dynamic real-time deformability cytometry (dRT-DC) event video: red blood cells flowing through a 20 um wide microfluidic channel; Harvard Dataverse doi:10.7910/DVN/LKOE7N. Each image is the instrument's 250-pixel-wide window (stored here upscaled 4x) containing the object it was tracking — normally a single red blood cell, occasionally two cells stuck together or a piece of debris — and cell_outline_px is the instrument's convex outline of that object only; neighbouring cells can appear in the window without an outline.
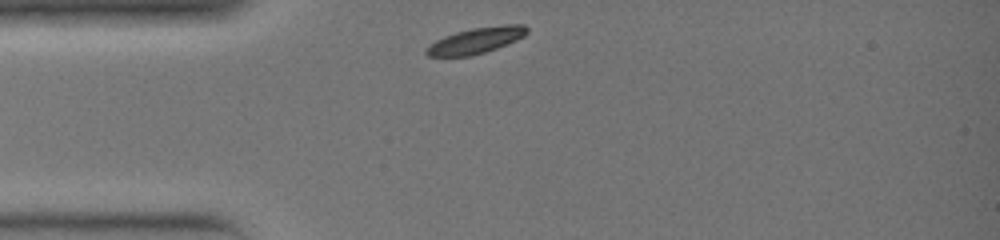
{"species": "common noctule bat (a hibernating species)", "species_latin": "Nyctalus noctula", "temperature_condition": "warm", "stored_images_in_passage": 23, "camera_frame_rate_fps": 3000, "um_per_image_px": 0.085, "animal": {"sex": "female", "body_mass_g": 19.0, "forearm_length_mm": 51.5}, "frame": {"image": 1, "passage_image": 1, "time_ms": 0.0, "image_size_px": [1000, 240], "cell_outline_px": [[528, 32], [524, 36], [516, 40], [496, 48], [472, 56], [428, 56], [424, 52], [424, 48], [436, 40], [444, 36], [456, 32], [472, 28], [504, 24], [524, 24], [528, 28]], "centroid_in_image_um": [40.45, 3.43], "position_along_channel_um": 44.5, "area_um2": 15.26}}
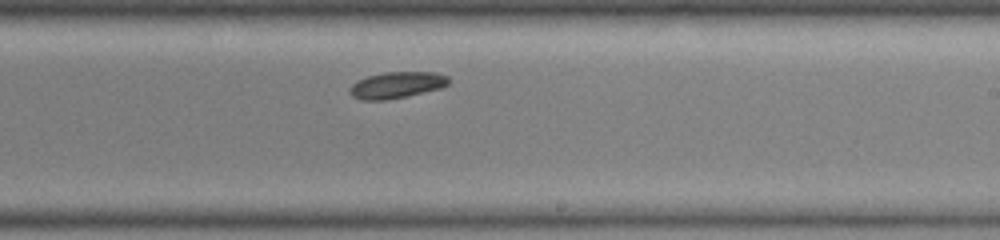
{"frame": {"image": 2, "passage_image": 14, "time_ms": 4.333, "image_size_px": [1000, 240], "cell_outline_px": [[448, 84], [440, 88], [408, 96], [388, 100], [360, 100], [352, 96], [348, 92], [348, 88], [356, 80], [368, 76], [384, 72], [436, 72], [448, 76]], "centroid_in_image_um": [33.67, 7.23], "position_along_channel_um": 255.3, "area_um2": 15.37}}
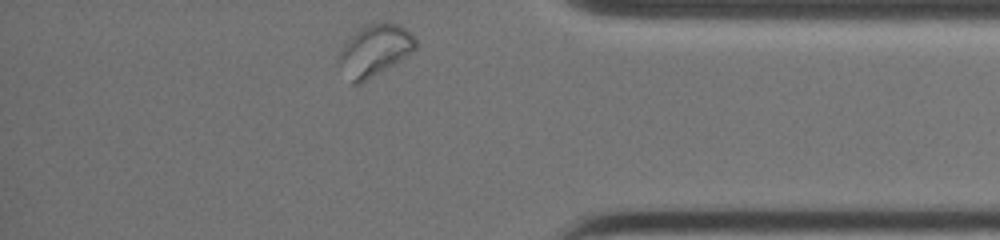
{"frame": {"image": 3, "passage_image": 23, "time_ms": 7.333, "image_size_px": [1000, 240], "cell_outline_px": [[416, 48], [412, 52], [360, 84], [352, 84], [340, 64], [340, 48], [360, 28], [380, 20], [388, 20], [400, 24], [416, 40]], "centroid_in_image_um": [31.87, 4.23], "position_along_channel_um": 403.3, "area_um2": 22.54}}